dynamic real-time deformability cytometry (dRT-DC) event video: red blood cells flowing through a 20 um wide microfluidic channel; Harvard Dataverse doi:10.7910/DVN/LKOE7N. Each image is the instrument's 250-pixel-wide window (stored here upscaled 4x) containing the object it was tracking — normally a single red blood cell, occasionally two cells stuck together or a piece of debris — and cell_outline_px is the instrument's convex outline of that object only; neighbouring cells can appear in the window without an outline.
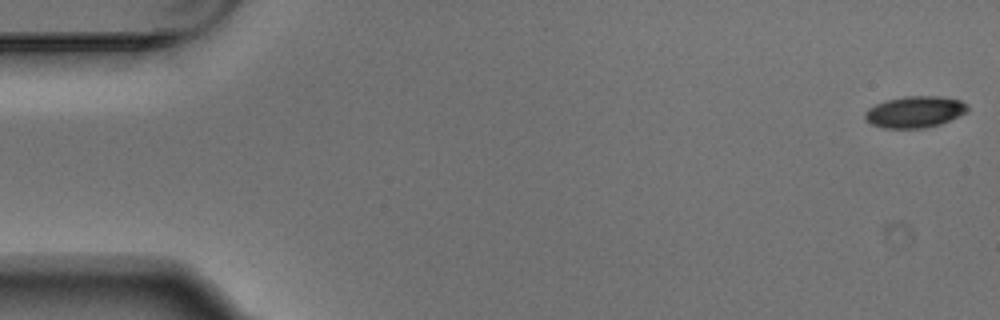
{"species": "Egyptian fruit bat (a non-hibernating species)", "species_latin": "Rousettus aegyptiacus", "temperature_condition": "warm", "stored_images_in_passage": 5, "camera_frame_rate_fps": 3000, "um_per_image_px": 0.085, "animal": {"sex": "male"}, "frame": {"image": 1, "passage_image": 1, "time_ms": 0.0, "image_size_px": [1000, 320], "cell_outline_px": [[968, 112], [960, 116], [940, 124], [924, 128], [884, 128], [872, 124], [864, 116], [864, 112], [868, 108], [876, 104], [888, 100], [904, 96], [940, 96], [960, 100], [968, 104]], "centroid_in_image_um": [77.8, 9.51], "position_along_channel_um": 7.2, "area_um2": 18.84}}
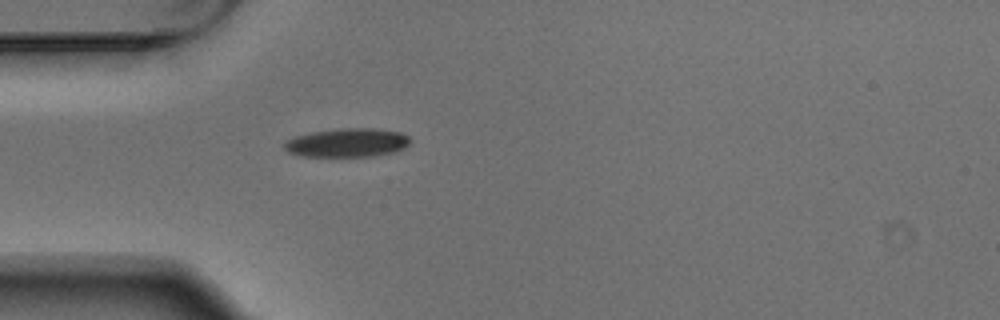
{"frame": {"image": 2, "passage_image": 5, "time_ms": 1.333, "image_size_px": [1000, 320], "cell_outline_px": [[412, 140], [404, 148], [396, 152], [372, 156], [300, 156], [288, 152], [284, 148], [284, 144], [292, 136], [312, 132], [340, 128], [380, 128], [400, 132], [408, 136]], "centroid_in_image_um": [29.54, 12.12], "position_along_channel_um": 55.5, "area_um2": 21.27}}